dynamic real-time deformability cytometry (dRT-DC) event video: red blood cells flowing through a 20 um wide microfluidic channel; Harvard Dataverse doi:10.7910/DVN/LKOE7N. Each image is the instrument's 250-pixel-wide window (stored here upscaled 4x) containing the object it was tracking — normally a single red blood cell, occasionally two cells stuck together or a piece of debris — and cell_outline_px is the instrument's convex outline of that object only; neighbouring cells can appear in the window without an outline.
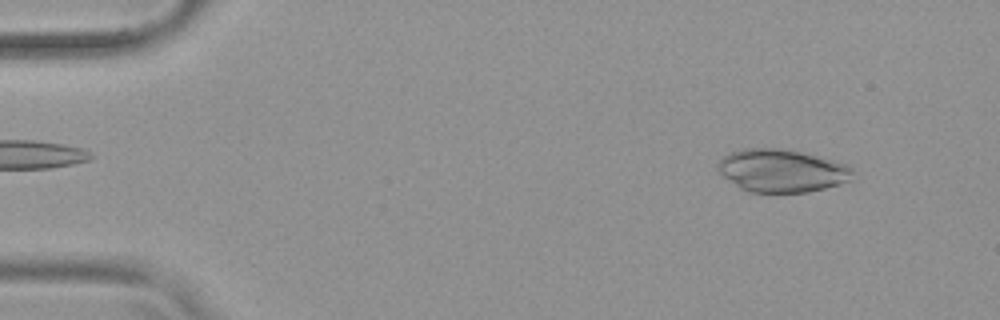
{"species": "common noctule bat (a hibernating species)", "species_latin": "Nyctalus noctula", "temperature_condition": "warm", "stored_images_in_passage": 51, "camera_frame_rate_fps": 3000, "um_per_image_px": 0.085, "animal": {"sex": "female", "body_mass_g": 19.9}, "frame": {"image": 1, "passage_image": 4, "time_ms": 1.0, "image_size_px": [1000, 320], "cell_outline_px": [[856, 172], [848, 180], [840, 184], [808, 192], [748, 192], [740, 188], [724, 176], [716, 168], [716, 164], [728, 152], [744, 148], [784, 148], [832, 160], [844, 164], [852, 168]], "centroid_in_image_um": [66.42, 14.5], "position_along_channel_um": 18.6, "area_um2": 33.58}}
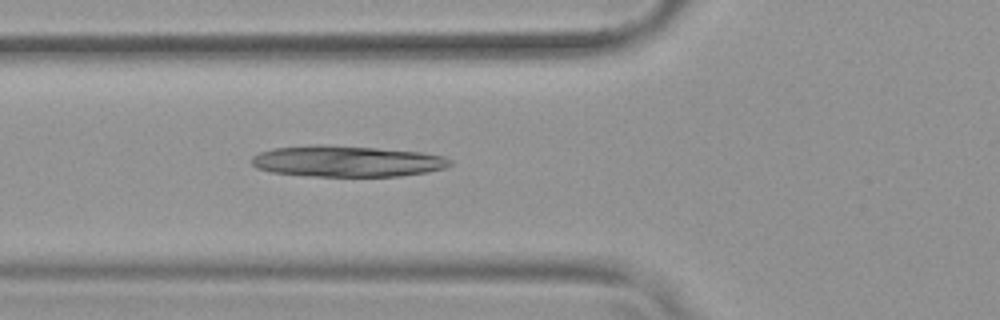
{"frame": {"image": 2, "passage_image": 18, "time_ms": 5.667, "image_size_px": [1000, 320], "cell_outline_px": [[452, 164], [444, 168], [428, 172], [400, 176], [304, 176], [272, 172], [256, 168], [252, 164], [252, 156], [260, 152], [272, 148], [312, 144], [320, 144], [376, 148], [424, 152], [444, 156], [452, 160]], "centroid_in_image_um": [29.48, 13.7], "position_along_channel_um": 96.3, "area_um2": 36.3}}
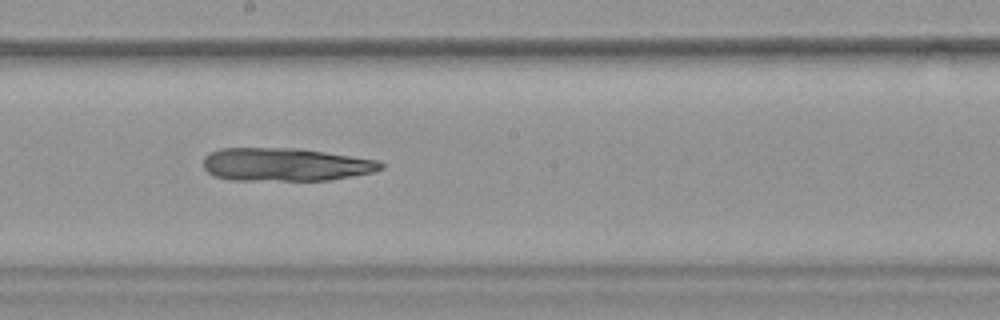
{"frame": {"image": 3, "passage_image": 28, "time_ms": 9.0, "image_size_px": [1000, 320], "cell_outline_px": [[384, 168], [372, 172], [328, 180], [232, 180], [216, 176], [208, 172], [204, 168], [204, 156], [208, 152], [220, 148], [296, 148], [380, 160], [384, 164]], "centroid_in_image_um": [24.24, 13.98], "position_along_channel_um": 224.0, "area_um2": 34.22}}